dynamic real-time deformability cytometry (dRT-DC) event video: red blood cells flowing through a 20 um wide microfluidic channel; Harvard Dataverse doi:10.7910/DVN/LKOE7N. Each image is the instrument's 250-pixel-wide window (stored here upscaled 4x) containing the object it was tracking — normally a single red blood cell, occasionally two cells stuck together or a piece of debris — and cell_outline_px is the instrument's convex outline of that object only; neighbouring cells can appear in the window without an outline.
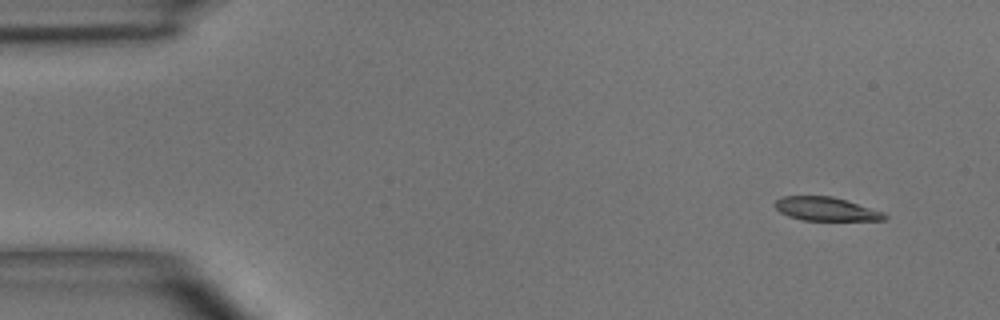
{"species": "common noctule bat (a hibernating species)", "species_latin": "Nyctalus noctula", "temperature_condition": "room temperature", "stored_images_in_passage": 4, "camera_frame_rate_fps": 3000, "um_per_image_px": 0.085, "animal": {"sex": "male", "body_mass_g": 15.6}, "frame": {"image": 1, "passage_image": 1, "time_ms": 0.0, "image_size_px": [1000, 320], "cell_outline_px": [[888, 216], [884, 220], [804, 220], [788, 216], [780, 212], [772, 204], [780, 196], [832, 196], [884, 212]], "centroid_in_image_um": [70.17, 17.76], "position_along_channel_um": 14.8, "area_um2": 15.03}}
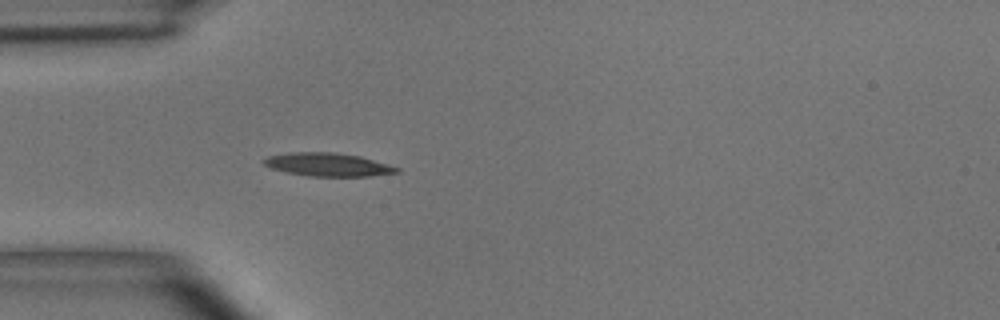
{"frame": {"image": 2, "passage_image": 4, "time_ms": 3.667, "image_size_px": [1000, 320], "cell_outline_px": [[400, 172], [368, 176], [308, 176], [284, 172], [272, 168], [264, 164], [260, 160], [268, 156], [288, 152], [332, 152], [360, 156], [400, 168]], "centroid_in_image_um": [27.82, 13.99], "position_along_channel_um": 57.2, "area_um2": 18.03}}